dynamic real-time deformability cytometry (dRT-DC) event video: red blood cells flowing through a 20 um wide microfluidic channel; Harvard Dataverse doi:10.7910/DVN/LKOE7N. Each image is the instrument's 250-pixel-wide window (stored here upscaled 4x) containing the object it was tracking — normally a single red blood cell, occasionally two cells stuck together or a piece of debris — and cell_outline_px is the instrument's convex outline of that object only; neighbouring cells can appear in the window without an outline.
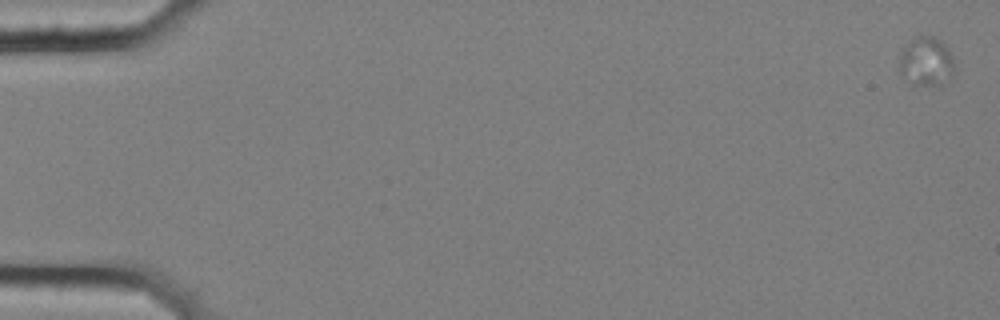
{"species": "common noctule bat (a hibernating species)", "species_latin": "Nyctalus noctula", "temperature_condition": "cold", "stored_images_in_passage": 59, "camera_frame_rate_fps": 3000, "um_per_image_px": 0.085, "animal": {"sex": "female", "body_mass_g": 25.1}, "frame": {"image": 1, "passage_image": 1, "time_ms": 0.0, "image_size_px": [1000, 320], "cell_outline_px": [[952, 68], [944, 84], [920, 84], [900, 72], [900, 52], [908, 40], [916, 36], [932, 36], [940, 40], [948, 48], [952, 56]], "centroid_in_image_um": [78.71, 5.14], "position_along_channel_um": 6.3, "area_um2": 14.97}}
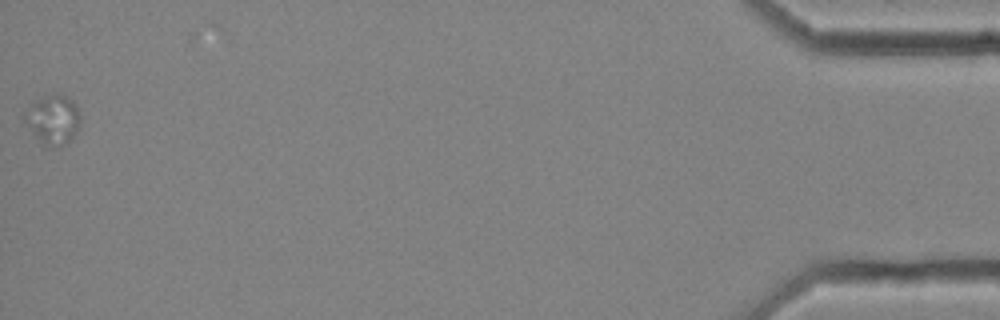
{"frame": {"image": 2, "passage_image": 59, "time_ms": 19.333, "image_size_px": [1000, 320], "cell_outline_px": [[80, 124], [76, 132], [60, 148], [44, 148], [32, 132], [24, 116], [32, 104], [36, 100], [52, 92], [60, 92], [72, 100], [76, 104], [80, 116]], "centroid_in_image_um": [4.54, 10.17], "position_along_channel_um": 430.7, "area_um2": 16.13}}